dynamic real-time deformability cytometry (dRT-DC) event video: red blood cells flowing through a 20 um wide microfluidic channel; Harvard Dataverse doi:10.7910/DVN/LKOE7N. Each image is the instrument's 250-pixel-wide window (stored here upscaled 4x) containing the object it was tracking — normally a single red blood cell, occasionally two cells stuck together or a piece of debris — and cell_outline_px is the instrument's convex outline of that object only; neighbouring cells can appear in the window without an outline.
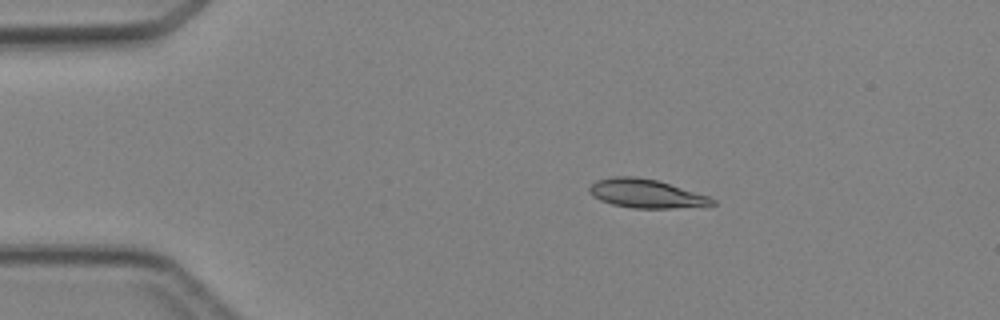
{"species": "Egyptian fruit bat (a non-hibernating species)", "species_latin": "Rousettus aegyptiacus", "temperature_condition": "cold", "stored_images_in_passage": 4, "camera_frame_rate_fps": 3000, "um_per_image_px": 0.085, "animal": {"sex": "female"}, "frame": {"image": 1, "passage_image": 2, "time_ms": 2.0, "image_size_px": [1000, 320], "cell_outline_px": [[716, 204], [672, 208], [632, 208], [612, 204], [600, 200], [592, 196], [588, 192], [588, 188], [596, 180], [616, 176], [636, 176], [656, 180], [708, 196], [716, 200]], "centroid_in_image_um": [54.86, 16.45], "position_along_channel_um": 30.1, "area_um2": 20.35}}
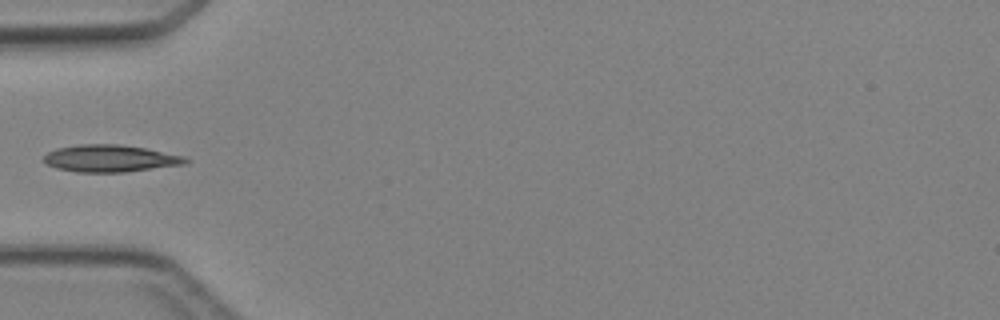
{"frame": {"image": 2, "passage_image": 4, "time_ms": 4.333, "image_size_px": [1000, 320], "cell_outline_px": [[192, 160], [188, 164], [124, 172], [76, 172], [56, 168], [44, 164], [44, 156], [48, 152], [56, 148], [80, 144], [116, 144], [144, 148], [184, 156]], "centroid_in_image_um": [9.37, 13.47], "position_along_channel_um": 75.6, "area_um2": 22.48}}